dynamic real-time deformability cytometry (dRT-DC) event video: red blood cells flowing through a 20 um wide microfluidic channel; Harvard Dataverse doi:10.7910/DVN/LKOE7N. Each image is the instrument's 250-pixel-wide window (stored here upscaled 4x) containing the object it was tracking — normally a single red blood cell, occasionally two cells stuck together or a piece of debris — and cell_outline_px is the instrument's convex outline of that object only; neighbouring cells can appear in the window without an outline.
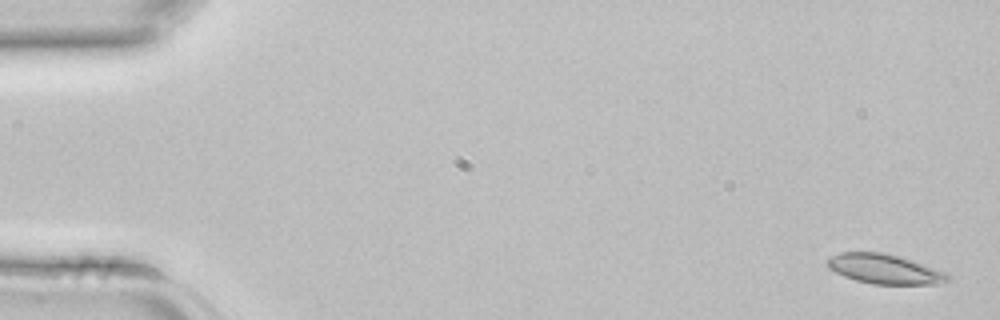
{"species": "common noctule bat (a hibernating species)", "species_latin": "Nyctalus noctula", "temperature_condition": "room temperature", "stored_images_in_passage": 4, "camera_frame_rate_fps": 3000, "um_per_image_px": 0.085, "animal": {"sex": "female", "body_mass_g": 22.7, "forearm_length_mm": 54.2}, "frame": {"image": 1, "passage_image": 1, "time_ms": 0.0, "image_size_px": [1000, 320], "cell_outline_px": [[952, 280], [940, 284], [872, 284], [856, 280], [844, 276], [828, 268], [824, 264], [824, 260], [840, 252], [884, 252], [900, 256], [948, 272]], "centroid_in_image_um": [75.21, 22.86], "position_along_channel_um": 9.8, "area_um2": 21.21}}
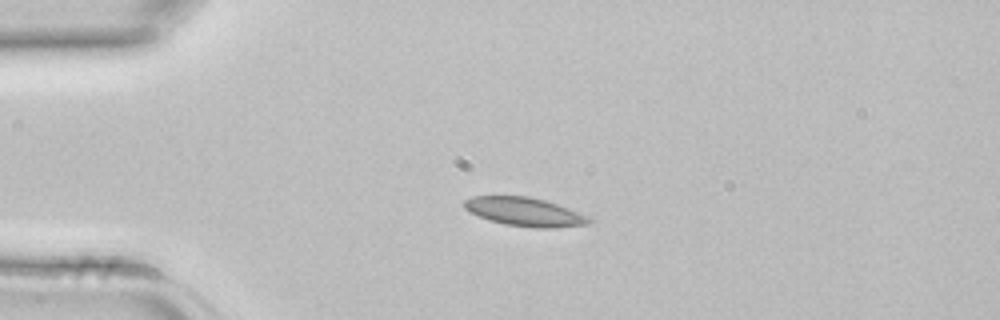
{"frame": {"image": 2, "passage_image": 3, "time_ms": 0.667, "image_size_px": [1000, 320], "cell_outline_px": [[592, 220], [588, 224], [552, 228], [536, 228], [504, 224], [488, 220], [464, 208], [464, 200], [472, 196], [528, 196], [544, 200], [568, 208], [588, 216]], "centroid_in_image_um": [44.59, 18.0], "position_along_channel_um": 40.4, "area_um2": 20.63}}
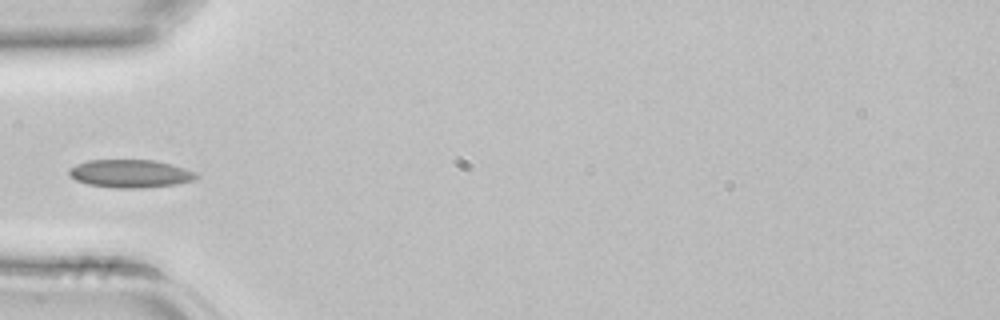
{"frame": {"image": 3, "passage_image": 4, "time_ms": 1.0, "image_size_px": [1000, 320], "cell_outline_px": [[200, 176], [192, 180], [176, 184], [140, 188], [116, 188], [88, 184], [76, 180], [68, 172], [68, 168], [76, 164], [88, 160], [152, 160], [184, 168], [196, 172]], "centroid_in_image_um": [11.05, 14.75], "position_along_channel_um": 73.9, "area_um2": 20.58}}